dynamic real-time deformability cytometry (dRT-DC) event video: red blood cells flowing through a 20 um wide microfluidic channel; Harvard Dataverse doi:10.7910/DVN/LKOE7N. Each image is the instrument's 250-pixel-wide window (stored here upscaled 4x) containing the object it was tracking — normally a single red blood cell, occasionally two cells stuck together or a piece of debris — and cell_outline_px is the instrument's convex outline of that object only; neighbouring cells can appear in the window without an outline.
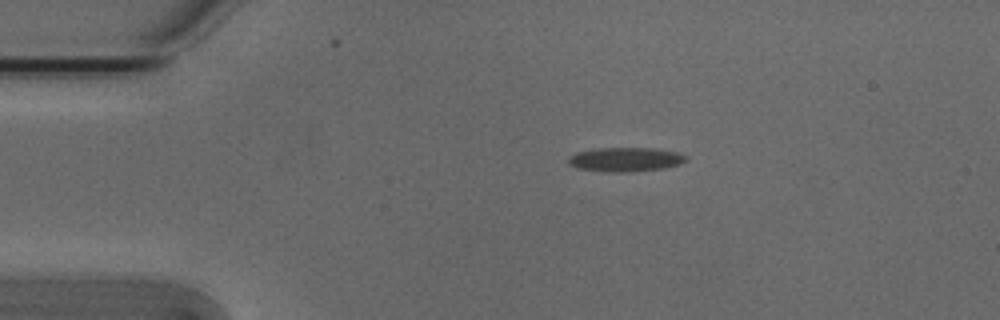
{"species": "Egyptian fruit bat (a non-hibernating species)", "species_latin": "Rousettus aegyptiacus", "temperature_condition": "cold", "stored_images_in_passage": 2, "camera_frame_rate_fps": 3000, "um_per_image_px": 0.085, "animal": {"sex": "male"}, "frame": {"image": 1, "passage_image": 1, "time_ms": 0.0, "image_size_px": [1000, 320], "cell_outline_px": [[688, 160], [680, 164], [664, 168], [628, 172], [608, 172], [576, 168], [568, 164], [568, 160], [576, 152], [600, 148], [652, 148], [676, 152], [688, 156]], "centroid_in_image_um": [53.18, 13.56], "position_along_channel_um": 31.8, "area_um2": 16.53}}